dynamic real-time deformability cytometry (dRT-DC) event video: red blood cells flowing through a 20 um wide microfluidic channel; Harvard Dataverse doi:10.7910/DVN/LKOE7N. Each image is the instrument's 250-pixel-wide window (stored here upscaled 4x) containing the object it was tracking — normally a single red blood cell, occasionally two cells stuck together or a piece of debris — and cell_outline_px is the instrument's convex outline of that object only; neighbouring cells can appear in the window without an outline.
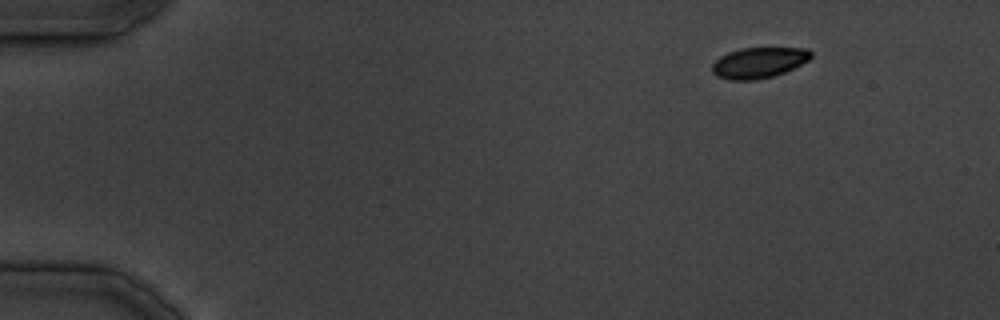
{"species": "common noctule bat (a hibernating species)", "species_latin": "Nyctalus noctula", "temperature_condition": "cold", "stored_images_in_passage": 8, "camera_frame_rate_fps": 3000, "um_per_image_px": 0.085, "animal": {"sex": "male", "body_mass_g": 19.5, "forearm_length_mm": 54.6}, "frame": {"image": 1, "passage_image": 1, "time_ms": 0.0, "image_size_px": [1000, 320], "cell_outline_px": [[812, 56], [808, 60], [784, 72], [772, 76], [756, 80], [728, 80], [716, 76], [712, 72], [712, 64], [720, 56], [728, 52], [740, 48], [808, 48], [812, 52]], "centroid_in_image_um": [64.47, 5.32], "position_along_channel_um": 20.5, "area_um2": 17.69}}